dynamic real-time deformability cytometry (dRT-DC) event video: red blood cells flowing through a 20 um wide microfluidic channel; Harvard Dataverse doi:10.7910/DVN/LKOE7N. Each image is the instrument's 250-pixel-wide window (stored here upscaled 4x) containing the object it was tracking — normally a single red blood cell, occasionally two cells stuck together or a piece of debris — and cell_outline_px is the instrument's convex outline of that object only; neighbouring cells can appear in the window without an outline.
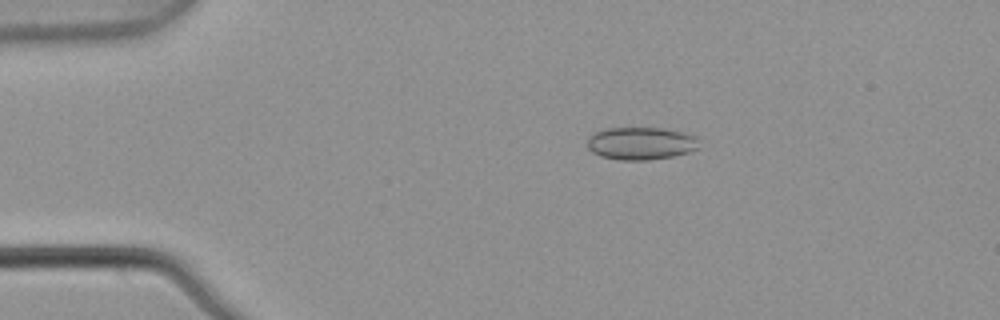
{"species": "common noctule bat (a hibernating species)", "species_latin": "Nyctalus noctula", "temperature_condition": "warm", "stored_images_in_passage": 5, "camera_frame_rate_fps": 3000, "um_per_image_px": 0.085, "animal": {"sex": "male", "body_mass_g": 21.5, "forearm_length_mm": 52.0}, "frame": {"image": 1, "passage_image": 1, "time_ms": 0.0, "image_size_px": [1000, 320], "cell_outline_px": [[700, 148], [688, 152], [672, 156], [648, 160], [620, 160], [600, 156], [592, 152], [588, 148], [588, 136], [596, 132], [608, 128], [664, 128], [696, 136]], "centroid_in_image_um": [54.47, 12.19], "position_along_channel_um": 30.5, "area_um2": 21.21}}
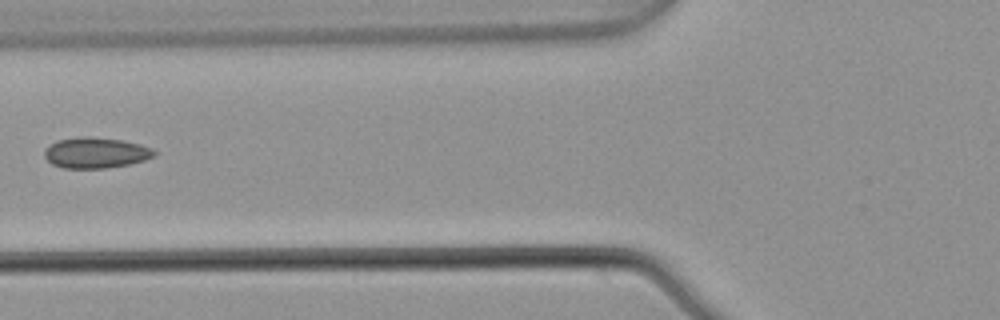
{"frame": {"image": 2, "passage_image": 4, "time_ms": 1.0, "image_size_px": [1000, 320], "cell_outline_px": [[156, 156], [144, 160], [128, 164], [104, 168], [64, 168], [52, 164], [44, 156], [44, 148], [56, 140], [84, 136], [88, 136], [124, 140], [140, 144], [152, 148], [156, 152]], "centroid_in_image_um": [8.13, 12.97], "position_along_channel_um": 117.7, "area_um2": 19.77}}
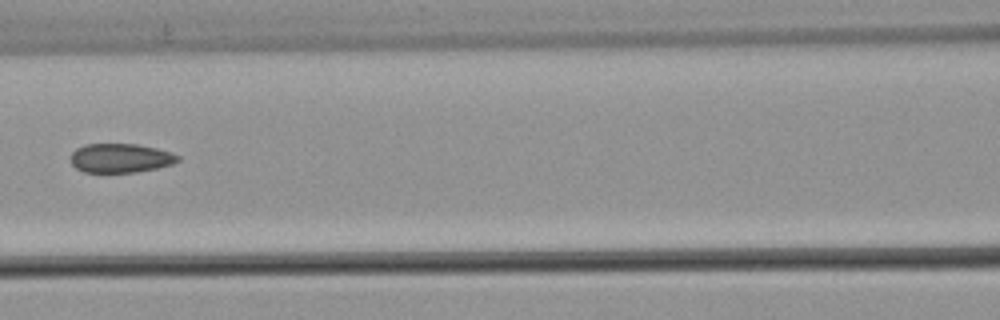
{"frame": {"image": 3, "passage_image": 5, "time_ms": 1.333, "image_size_px": [1000, 320], "cell_outline_px": [[180, 160], [172, 164], [156, 168], [136, 172], [84, 172], [76, 168], [72, 164], [72, 152], [76, 148], [84, 144], [136, 144], [156, 148], [180, 156]], "centroid_in_image_um": [10.23, 13.43], "position_along_channel_um": 156.4, "area_um2": 18.03}}